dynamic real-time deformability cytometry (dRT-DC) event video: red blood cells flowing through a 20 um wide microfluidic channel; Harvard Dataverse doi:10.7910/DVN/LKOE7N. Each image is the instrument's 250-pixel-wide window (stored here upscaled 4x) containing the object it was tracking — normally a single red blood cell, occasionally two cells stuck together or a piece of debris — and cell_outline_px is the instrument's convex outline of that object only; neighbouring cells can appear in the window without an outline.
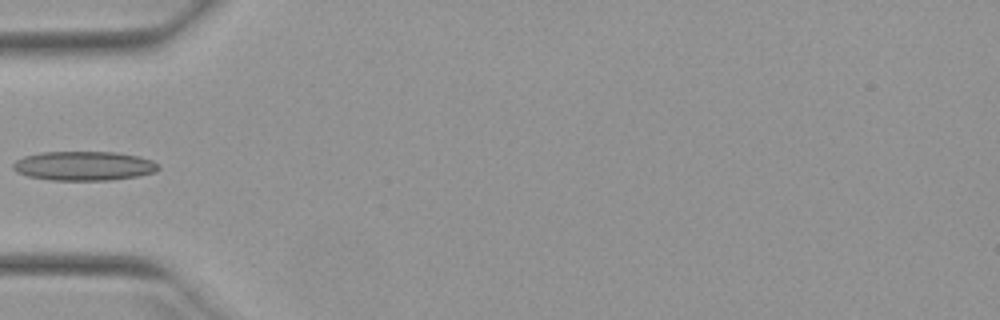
{"species": "Egyptian fruit bat (a non-hibernating species)", "species_latin": "Rousettus aegyptiacus", "temperature_condition": "warm", "stored_images_in_passage": 35, "camera_frame_rate_fps": 3000, "um_per_image_px": 0.085, "animal": {"sex": "female"}, "frame": {"image": 1, "passage_image": 1, "time_ms": 0.0, "image_size_px": [1000, 320], "cell_outline_px": [[160, 168], [156, 172], [140, 176], [112, 180], [52, 180], [28, 176], [16, 172], [12, 168], [12, 164], [16, 160], [24, 156], [40, 152], [116, 152], [140, 156], [152, 160], [160, 164]], "centroid_in_image_um": [7.17, 14.1], "position_along_channel_um": 77.8, "area_um2": 25.09}}
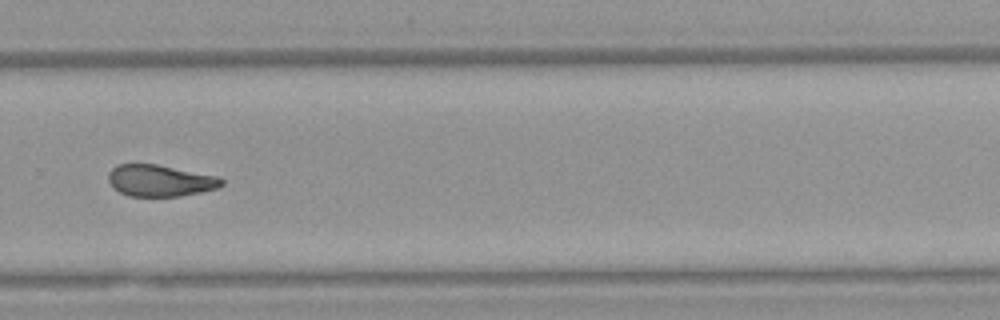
{"frame": {"image": 2, "passage_image": 19, "time_ms": 6.0, "image_size_px": [1000, 320], "cell_outline_px": [[224, 184], [220, 188], [180, 196], [128, 196], [112, 188], [108, 180], [108, 172], [116, 164], [156, 164], [216, 176], [224, 180]], "centroid_in_image_um": [13.58, 15.35], "position_along_channel_um": 316.2, "area_um2": 20.92}}
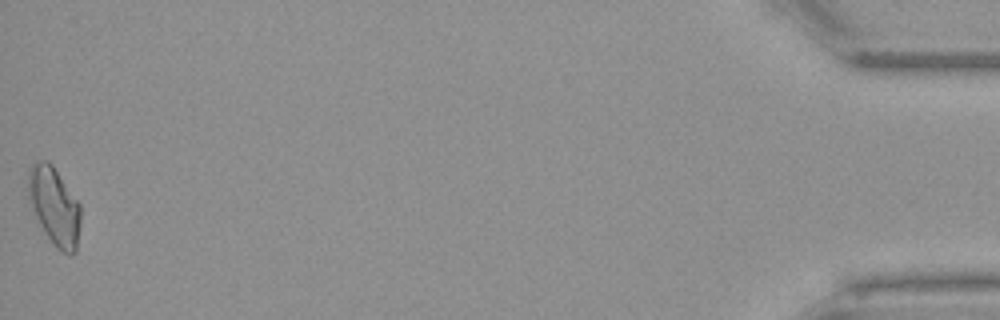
{"frame": {"image": 3, "passage_image": 35, "time_ms": 11.333, "image_size_px": [1000, 320], "cell_outline_px": [[80, 224], [76, 252], [72, 256], [68, 256], [60, 252], [56, 248], [40, 224], [36, 216], [28, 196], [28, 172], [32, 164], [40, 160], [48, 160], [52, 164], [80, 204]], "centroid_in_image_um": [4.64, 17.55], "position_along_channel_um": 430.6, "area_um2": 23.7}}